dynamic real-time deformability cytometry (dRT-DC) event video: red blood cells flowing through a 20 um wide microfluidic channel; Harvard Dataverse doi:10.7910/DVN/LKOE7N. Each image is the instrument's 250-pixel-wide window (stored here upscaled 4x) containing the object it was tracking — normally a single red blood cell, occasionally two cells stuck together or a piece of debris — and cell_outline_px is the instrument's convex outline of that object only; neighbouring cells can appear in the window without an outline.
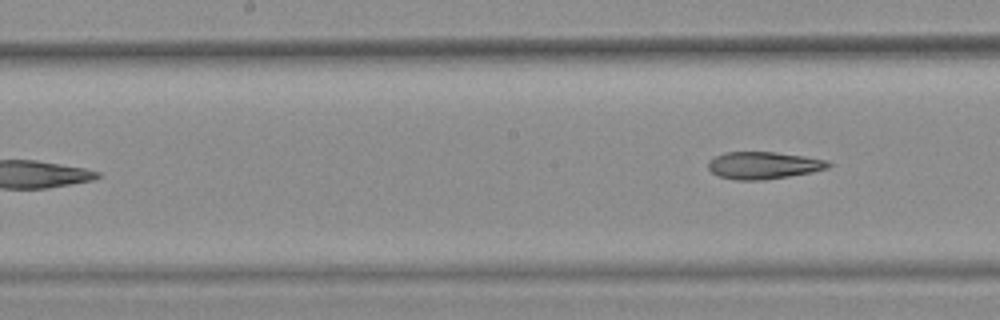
{"species": "common noctule bat (a hibernating species)", "species_latin": "Nyctalus noctula", "temperature_condition": "warm", "stored_images_in_passage": 7, "camera_frame_rate_fps": 3000, "um_per_image_px": 0.085, "animal": {"sex": "female", "body_mass_g": 25.1}, "frame": {"image": 1, "passage_image": 7, "time_ms": 2.0, "image_size_px": [1000, 320], "cell_outline_px": [[832, 164], [828, 168], [812, 172], [788, 176], [760, 180], [736, 180], [720, 176], [712, 172], [708, 168], [708, 160], [724, 152], [776, 152], [804, 156], [828, 160]], "centroid_in_image_um": [64.9, 14.04], "position_along_channel_um": 183.3, "area_um2": 19.02}}